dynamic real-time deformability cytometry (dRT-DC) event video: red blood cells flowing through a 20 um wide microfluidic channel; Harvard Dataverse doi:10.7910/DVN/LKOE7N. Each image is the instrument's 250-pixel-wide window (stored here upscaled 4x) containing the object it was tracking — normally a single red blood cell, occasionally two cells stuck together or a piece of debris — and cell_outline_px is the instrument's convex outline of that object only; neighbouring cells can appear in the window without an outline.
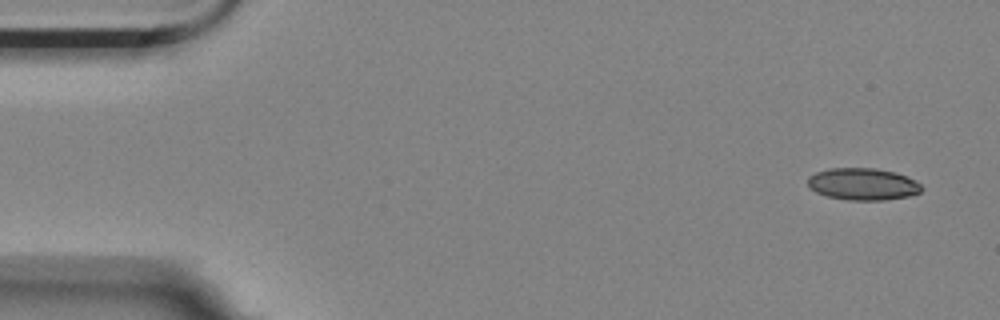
{"species": "Egyptian fruit bat (a non-hibernating species)", "species_latin": "Rousettus aegyptiacus", "temperature_condition": "room temperature", "stored_images_in_passage": 54, "camera_frame_rate_fps": 3000, "um_per_image_px": 0.085, "animal": {"sex": "female"}, "frame": {"image": 1, "passage_image": 1, "time_ms": 0.0, "image_size_px": [1000, 320], "cell_outline_px": [[924, 188], [920, 192], [908, 196], [884, 200], [848, 200], [828, 196], [816, 192], [808, 184], [808, 176], [816, 172], [828, 168], [876, 168], [896, 172], [916, 180]], "centroid_in_image_um": [73.36, 15.64], "position_along_channel_um": 11.6, "area_um2": 21.27}}
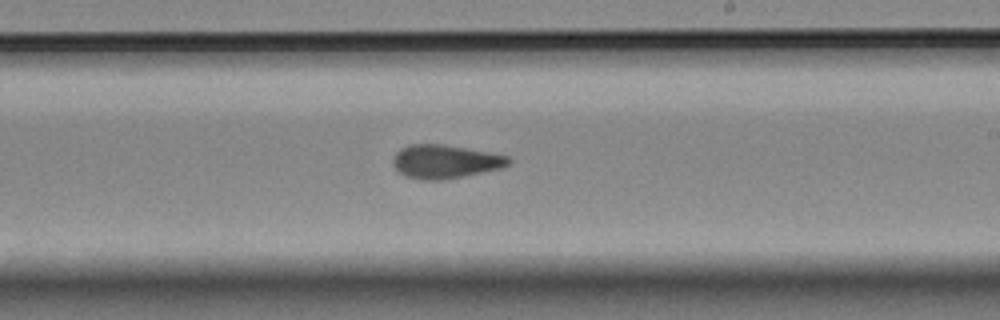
{"frame": {"image": 2, "passage_image": 31, "time_ms": 10.0, "image_size_px": [1000, 320], "cell_outline_px": [[512, 160], [508, 164], [500, 168], [464, 176], [444, 180], [420, 180], [404, 176], [392, 164], [392, 160], [396, 152], [400, 148], [408, 144], [444, 144], [488, 152], [508, 156]], "centroid_in_image_um": [37.79, 13.73], "position_along_channel_um": 251.2, "area_um2": 22.66}}
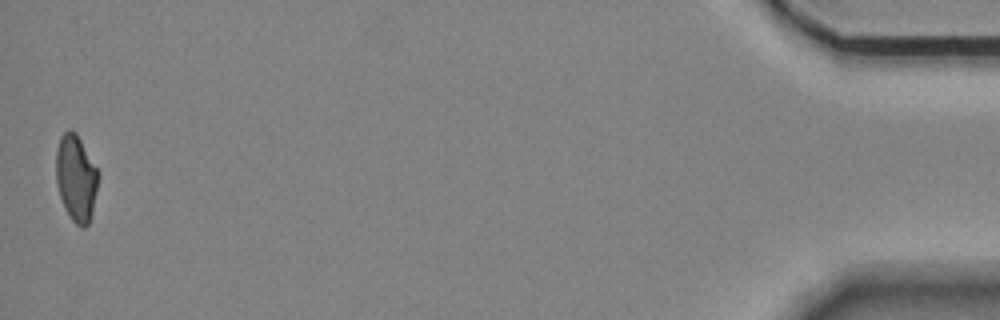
{"frame": {"image": 3, "passage_image": 54, "time_ms": 17.667, "image_size_px": [1000, 320], "cell_outline_px": [[100, 176], [92, 212], [88, 224], [84, 228], [80, 228], [72, 220], [64, 208], [56, 184], [56, 152], [60, 136], [68, 128], [72, 128], [76, 132], [100, 172]], "centroid_in_image_um": [6.47, 15.11], "position_along_channel_um": 428.7, "area_um2": 21.68}, "authors_computed_cell_mechanics": {"area_um2": 22.0218, "velocity_mm_per_s": 3.5146, "shape_relaxation_time_tau1_ms": null, "shape_relaxation_time_tau2_ms": 2.6439, "deformation_change_tau1": null, "deformation_change_tau2": 0.099}}